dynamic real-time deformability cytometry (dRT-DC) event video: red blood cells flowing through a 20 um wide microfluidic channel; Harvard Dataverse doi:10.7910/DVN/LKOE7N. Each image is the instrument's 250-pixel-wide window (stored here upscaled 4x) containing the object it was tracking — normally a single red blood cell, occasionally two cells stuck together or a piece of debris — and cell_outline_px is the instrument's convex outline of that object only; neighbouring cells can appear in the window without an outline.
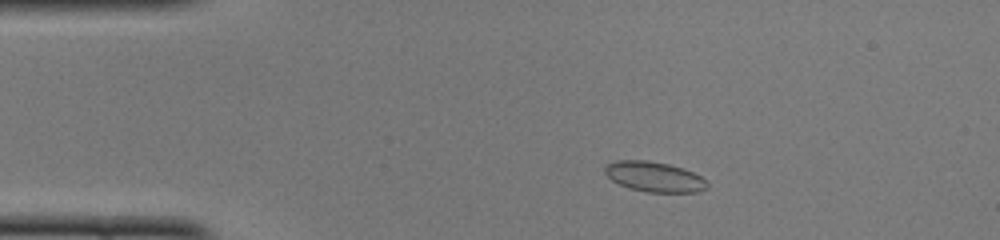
{"species": "common noctule bat (a hibernating species)", "species_latin": "Nyctalus noctula", "temperature_condition": "cold", "stored_images_in_passage": 48, "camera_frame_rate_fps": 3000, "um_per_image_px": 0.085, "animal": {"sex": "female", "body_mass_g": 22.0, "forearm_length_mm": 56.7}, "frame": {"image": 1, "passage_image": 7, "time_ms": 2.0, "image_size_px": [1000, 240], "cell_outline_px": [[708, 188], [700, 192], [648, 192], [628, 188], [612, 180], [604, 172], [604, 164], [616, 160], [644, 160], [668, 164], [692, 172], [708, 180]], "centroid_in_image_um": [55.61, 15.03], "position_along_channel_um": 29.4, "area_um2": 18.03}}
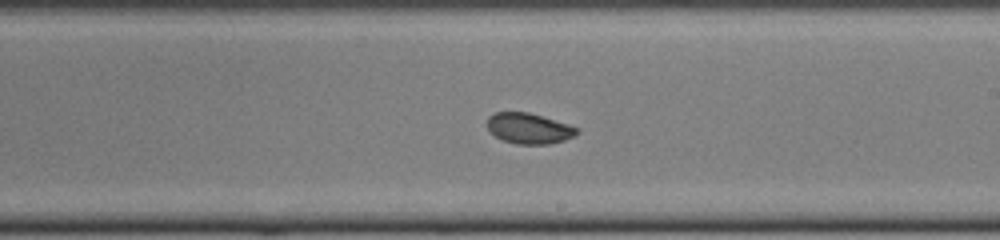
{"frame": {"image": 2, "passage_image": 27, "time_ms": 8.667, "image_size_px": [1000, 240], "cell_outline_px": [[580, 132], [564, 140], [548, 144], [516, 144], [504, 140], [496, 136], [488, 128], [488, 116], [496, 112], [528, 112], [568, 124], [580, 128]], "centroid_in_image_um": [44.98, 10.91], "position_along_channel_um": 244.0, "area_um2": 15.84}}
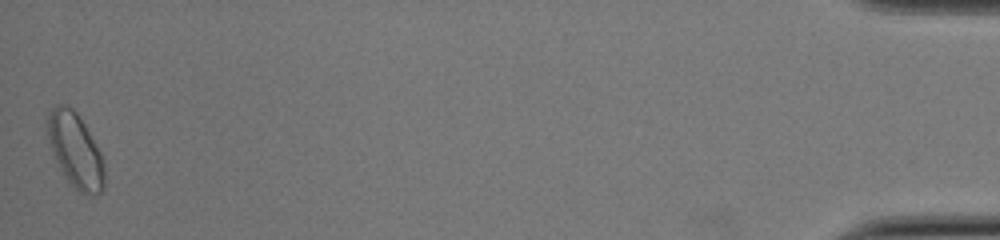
{"frame": {"image": 3, "passage_image": 48, "time_ms": 15.667, "image_size_px": [1000, 240], "cell_outline_px": [[104, 188], [96, 196], [88, 196], [80, 192], [68, 184], [52, 152], [48, 140], [48, 112], [56, 104], [68, 104], [76, 112], [84, 124], [100, 152], [104, 164]], "centroid_in_image_um": [6.41, 12.81], "position_along_channel_um": 428.8, "area_um2": 24.74}, "authors_computed_cell_mechanics": {"area_um2": 17.2822, "velocity_mm_per_s": 3.9719, "shape_relaxation_time_tau1_ms": 4.319, "shape_relaxation_time_tau2_ms": 1.3975, "deformation_change_tau1": 0.095, "deformation_change_tau2": 0.0393}}